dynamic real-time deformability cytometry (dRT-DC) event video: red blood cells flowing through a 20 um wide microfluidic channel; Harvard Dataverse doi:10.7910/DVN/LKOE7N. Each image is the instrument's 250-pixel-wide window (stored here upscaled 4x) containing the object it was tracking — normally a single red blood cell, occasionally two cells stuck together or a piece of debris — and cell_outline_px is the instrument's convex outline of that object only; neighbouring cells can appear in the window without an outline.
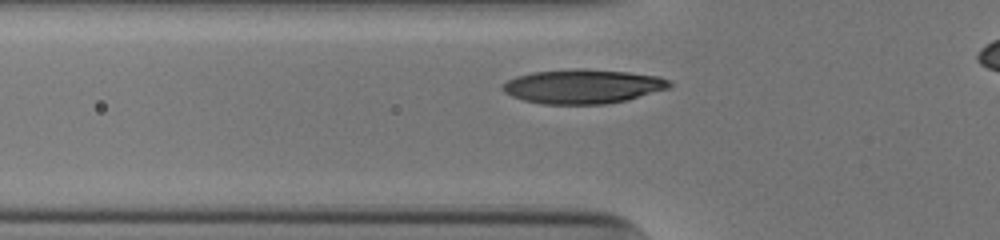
{"species": "human", "species_latin": "Homo sapiens", "temperature_condition": "cold", "stored_images_in_passage": 28, "camera_frame_rate_fps": 3000, "um_per_image_px": 0.085, "donor": {"sex": "male"}, "frame": {"image": 1, "passage_image": 4, "time_ms": 1.0, "image_size_px": [1000, 240], "cell_outline_px": [[672, 84], [668, 88], [624, 100], [604, 104], [544, 104], [524, 100], [512, 96], [504, 92], [500, 88], [500, 84], [516, 76], [532, 72], [576, 68], [580, 68], [628, 72], [660, 76], [668, 80]], "centroid_in_image_um": [49.48, 7.33], "position_along_channel_um": 76.3, "area_um2": 33.18}}
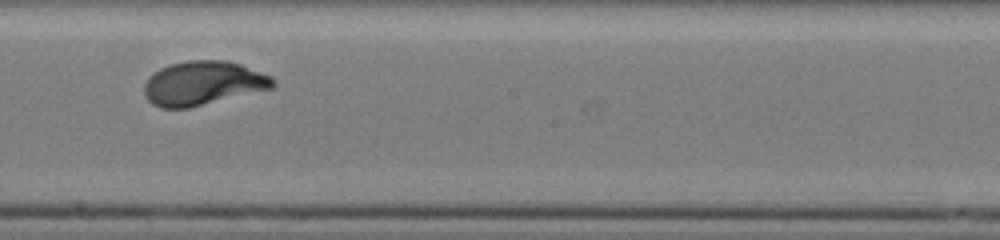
{"frame": {"image": 2, "passage_image": 16, "time_ms": 5.0, "image_size_px": [1000, 240], "cell_outline_px": [[276, 84], [272, 88], [188, 108], [160, 108], [152, 104], [144, 96], [144, 84], [148, 76], [160, 68], [168, 64], [188, 60], [224, 60], [240, 64], [272, 76]], "centroid_in_image_um": [17.22, 7.07], "position_along_channel_um": 231.0, "area_um2": 33.12}}
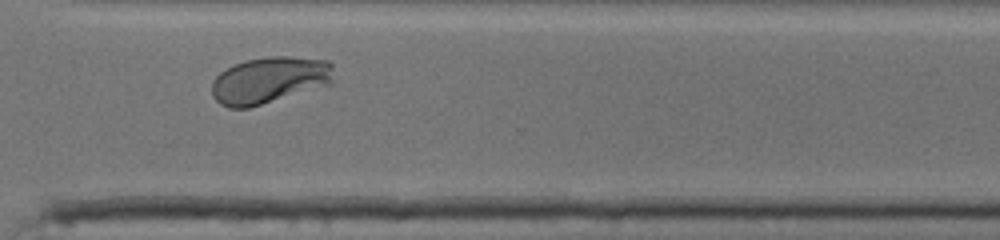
{"frame": {"image": 3, "passage_image": 25, "time_ms": 8.0, "image_size_px": [1000, 240], "cell_outline_px": [[332, 84], [248, 108], [228, 108], [220, 104], [212, 96], [212, 80], [220, 72], [232, 64], [244, 60], [268, 56], [288, 56], [328, 60], [332, 64]], "centroid_in_image_um": [22.87, 6.8], "position_along_channel_um": 347.7, "area_um2": 33.41}, "authors_computed_cell_mechanics": {"area_um2": 32.7726, "velocity_mm_per_s": 3.8793, "shape_relaxation_time_tau1_ms": 2.3954, "shape_relaxation_time_tau2_ms": null, "deformation_change_tau1": 0.1567, "deformation_change_tau2": null}}